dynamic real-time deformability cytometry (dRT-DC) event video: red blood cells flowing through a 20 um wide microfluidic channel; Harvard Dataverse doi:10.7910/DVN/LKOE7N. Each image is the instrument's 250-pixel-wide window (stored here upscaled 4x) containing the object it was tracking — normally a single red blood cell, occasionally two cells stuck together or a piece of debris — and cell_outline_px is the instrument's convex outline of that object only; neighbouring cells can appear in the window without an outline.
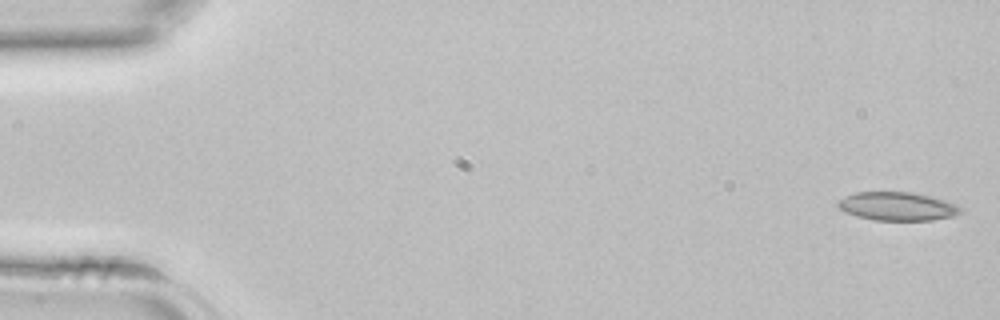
{"species": "common noctule bat (a hibernating species)", "species_latin": "Nyctalus noctula", "temperature_condition": "room temperature", "stored_images_in_passage": 42, "camera_frame_rate_fps": 3000, "um_per_image_px": 0.085, "animal": {"sex": "female", "body_mass_g": 22.7, "forearm_length_mm": 54.2}, "frame": {"image": 1, "passage_image": 1, "time_ms": 0.0, "image_size_px": [1000, 320], "cell_outline_px": [[964, 208], [960, 212], [952, 216], [932, 220], [876, 220], [856, 216], [840, 208], [836, 204], [844, 196], [856, 192], [912, 192], [932, 196], [956, 204]], "centroid_in_image_um": [76.3, 17.53], "position_along_channel_um": 8.7, "area_um2": 20.23}}
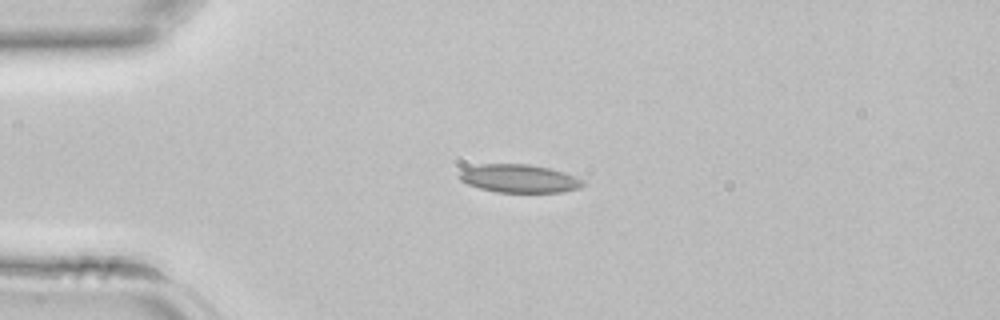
{"frame": {"image": 2, "passage_image": 10, "time_ms": 3.0, "image_size_px": [1000, 320], "cell_outline_px": [[588, 184], [580, 188], [560, 192], [496, 192], [480, 188], [468, 184], [460, 180], [456, 176], [464, 168], [480, 164], [528, 164], [548, 168], [564, 172], [584, 180]], "centroid_in_image_um": [44.13, 15.17], "position_along_channel_um": 40.9, "area_um2": 20.4}}
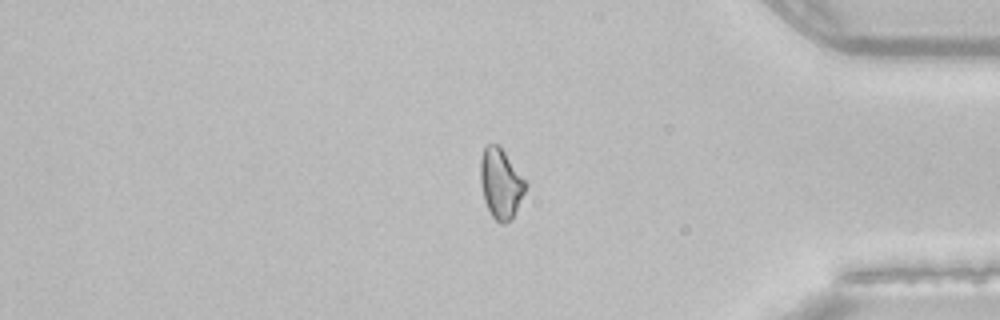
{"frame": {"image": 3, "passage_image": 35, "time_ms": 11.333, "image_size_px": [1000, 320], "cell_outline_px": [[528, 184], [512, 216], [504, 224], [500, 224], [492, 216], [484, 200], [480, 184], [480, 160], [484, 144], [500, 144], [528, 180]], "centroid_in_image_um": [42.57, 15.5], "position_along_channel_um": 392.6, "area_um2": 18.79}}